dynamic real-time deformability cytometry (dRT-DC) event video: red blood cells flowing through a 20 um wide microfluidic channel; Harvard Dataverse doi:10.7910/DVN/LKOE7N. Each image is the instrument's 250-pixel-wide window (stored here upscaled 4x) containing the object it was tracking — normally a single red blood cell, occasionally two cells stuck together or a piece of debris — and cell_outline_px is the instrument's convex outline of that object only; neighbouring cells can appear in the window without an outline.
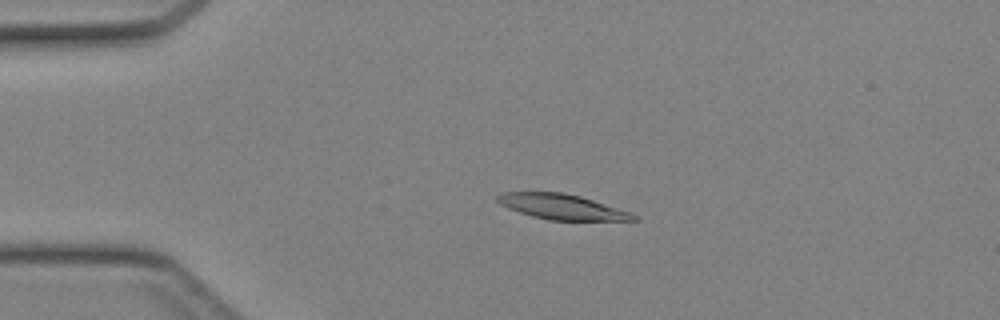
{"species": "Egyptian fruit bat (a non-hibernating species)", "species_latin": "Rousettus aegyptiacus", "temperature_condition": "cold", "stored_images_in_passage": 43, "camera_frame_rate_fps": 3000, "um_per_image_px": 0.085, "animal": {"sex": "female"}, "frame": {"image": 1, "passage_image": 9, "time_ms": 2.667, "image_size_px": [1000, 320], "cell_outline_px": [[640, 220], [548, 220], [532, 216], [508, 208], [500, 204], [496, 200], [496, 196], [500, 192], [564, 192], [580, 196], [632, 212]], "centroid_in_image_um": [47.75, 17.57], "position_along_channel_um": 37.2, "area_um2": 20.0}}
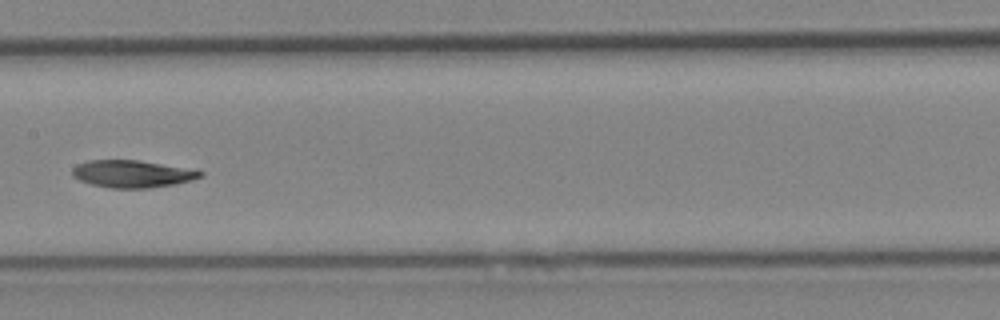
{"frame": {"image": 2, "passage_image": 22, "time_ms": 7.0, "image_size_px": [1000, 320], "cell_outline_px": [[204, 176], [192, 180], [172, 184], [148, 188], [108, 188], [92, 184], [80, 180], [72, 176], [72, 168], [76, 164], [88, 160], [136, 160], [160, 164], [204, 172]], "centroid_in_image_um": [11.17, 14.78], "position_along_channel_um": 196.2, "area_um2": 20.06}}
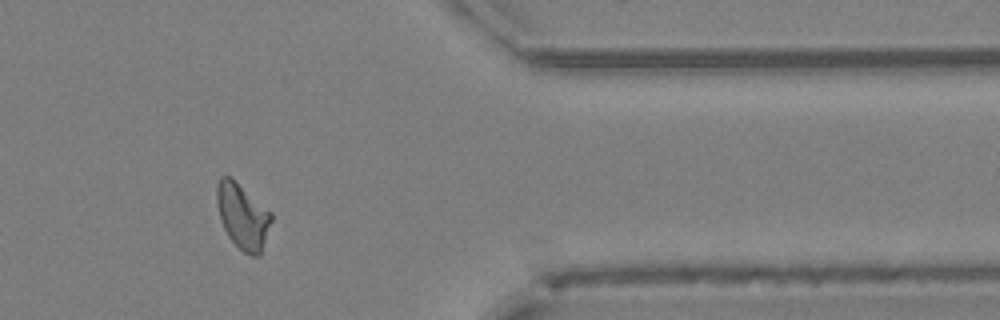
{"frame": {"image": 3, "passage_image": 36, "time_ms": 11.667, "image_size_px": [1000, 320], "cell_outline_px": [[272, 220], [260, 256], [252, 256], [244, 252], [228, 236], [224, 228], [220, 216], [216, 200], [216, 184], [220, 176], [228, 176], [272, 212]], "centroid_in_image_um": [20.63, 18.39], "position_along_channel_um": 390.8, "area_um2": 20.4}}